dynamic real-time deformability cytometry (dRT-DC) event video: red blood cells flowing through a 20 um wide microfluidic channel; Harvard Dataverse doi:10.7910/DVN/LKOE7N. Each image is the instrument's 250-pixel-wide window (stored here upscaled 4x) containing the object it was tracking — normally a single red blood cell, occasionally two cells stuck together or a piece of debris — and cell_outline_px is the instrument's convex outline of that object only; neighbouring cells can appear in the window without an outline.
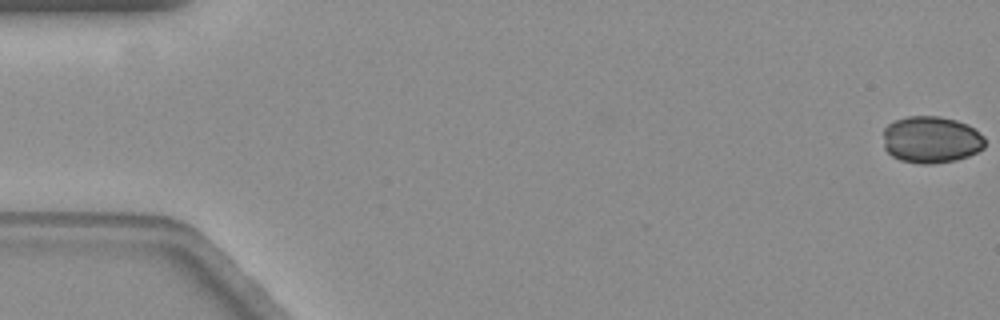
{"species": "common noctule bat (a hibernating species)", "species_latin": "Nyctalus noctula", "temperature_condition": "warm", "stored_images_in_passage": 60, "camera_frame_rate_fps": 3000, "um_per_image_px": 0.085, "animal": {"sex": "female", "body_mass_g": 19.3, "forearm_length_mm": 54.1}, "frame": {"image": 1, "passage_image": 1, "time_ms": 0.0, "image_size_px": [1000, 320], "cell_outline_px": [[984, 148], [968, 156], [956, 160], [932, 164], [920, 164], [900, 160], [892, 156], [884, 148], [884, 128], [888, 124], [896, 120], [908, 116], [940, 116], [956, 120], [972, 128], [984, 136]], "centroid_in_image_um": [79.13, 11.88], "position_along_channel_um": 5.9, "area_um2": 27.74}}
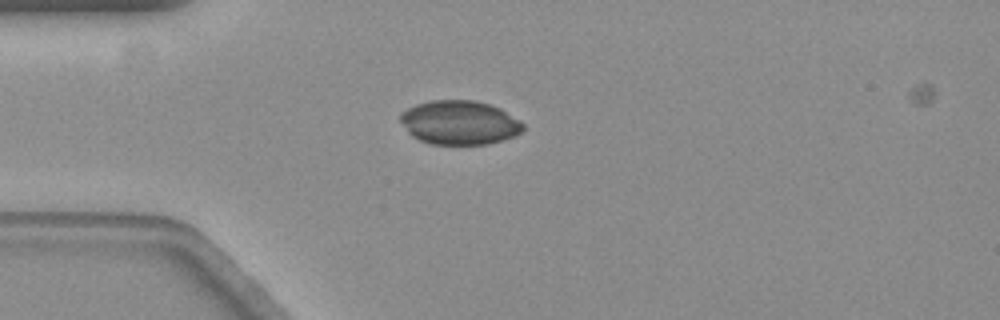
{"frame": {"image": 2, "passage_image": 16, "time_ms": 5.0, "image_size_px": [1000, 320], "cell_outline_px": [[524, 128], [516, 136], [504, 140], [488, 144], [428, 144], [412, 136], [408, 132], [400, 120], [400, 116], [408, 108], [416, 104], [428, 100], [476, 100], [492, 104], [500, 108], [520, 120], [524, 124]], "centroid_in_image_um": [39.09, 10.41], "position_along_channel_um": 45.9, "area_um2": 31.73}}
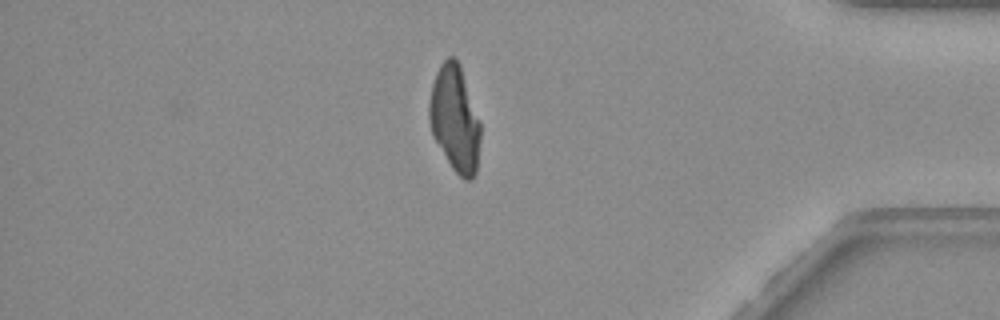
{"frame": {"image": 3, "passage_image": 50, "time_ms": 16.333, "image_size_px": [1000, 320], "cell_outline_px": [[480, 140], [476, 172], [472, 180], [464, 180], [452, 168], [432, 136], [428, 120], [428, 104], [432, 84], [436, 72], [440, 64], [448, 56], [456, 56], [460, 64], [480, 120]], "centroid_in_image_um": [38.65, 10.07], "position_along_channel_um": 396.6, "area_um2": 32.08}}